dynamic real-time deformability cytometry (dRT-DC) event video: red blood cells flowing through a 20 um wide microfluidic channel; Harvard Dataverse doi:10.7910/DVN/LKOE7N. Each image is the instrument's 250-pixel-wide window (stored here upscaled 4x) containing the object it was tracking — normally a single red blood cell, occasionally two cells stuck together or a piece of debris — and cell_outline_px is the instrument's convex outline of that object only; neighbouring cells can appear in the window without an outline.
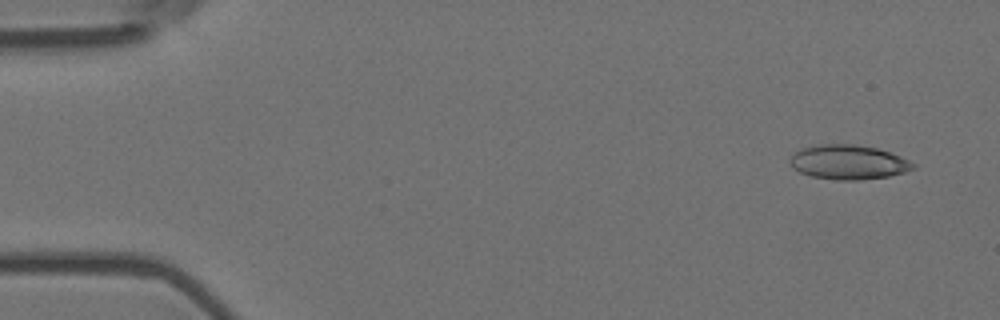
{"species": "Egyptian fruit bat (a non-hibernating species)", "species_latin": "Rousettus aegyptiacus", "temperature_condition": "room temperature", "stored_images_in_passage": 4, "camera_frame_rate_fps": 3000, "um_per_image_px": 0.085, "animal": {"sex": "female"}, "frame": {"image": 1, "passage_image": 1, "time_ms": 0.0, "image_size_px": [1000, 320], "cell_outline_px": [[916, 168], [904, 172], [888, 176], [856, 180], [836, 180], [812, 176], [800, 172], [792, 168], [788, 160], [796, 152], [804, 148], [820, 144], [856, 144], [876, 148], [900, 156], [916, 164]], "centroid_in_image_um": [72.11, 13.79], "position_along_channel_um": 12.9, "area_um2": 24.57}}